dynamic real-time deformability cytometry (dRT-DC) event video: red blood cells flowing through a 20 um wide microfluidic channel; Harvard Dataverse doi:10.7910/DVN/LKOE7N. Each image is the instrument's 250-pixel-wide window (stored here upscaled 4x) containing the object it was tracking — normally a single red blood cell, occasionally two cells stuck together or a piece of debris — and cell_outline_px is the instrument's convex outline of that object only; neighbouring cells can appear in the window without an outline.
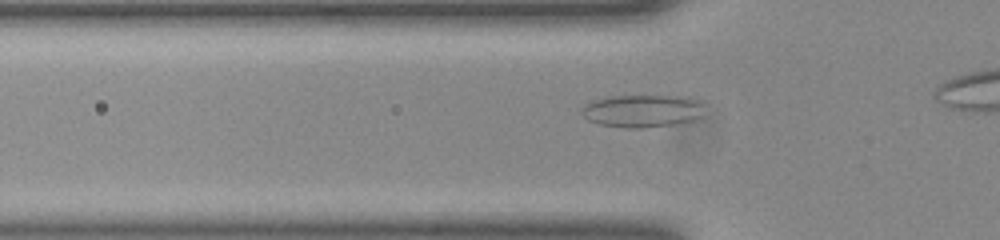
{"species": "common noctule bat (a hibernating species)", "species_latin": "Nyctalus noctula", "temperature_condition": "room temperature", "stored_images_in_passage": 38, "segment_of_instrument_passage": [1, 2], "camera_frame_rate_fps": 3000, "um_per_image_px": 0.085, "animal": {"sex": "female", "body_mass_g": 23.0, "forearm_length_mm": 53.4}, "frame": {"image": 1, "passage_image": 13, "time_ms": 4.0, "image_size_px": [1000, 240], "cell_outline_px": [[696, 104], [692, 120], [668, 124], [640, 128], [624, 128], [600, 124], [588, 120], [580, 112], [580, 108], [584, 104], [592, 100], [608, 96], [668, 96], [692, 100]], "centroid_in_image_um": [54.27, 9.43], "position_along_channel_um": 71.5, "area_um2": 21.96}}
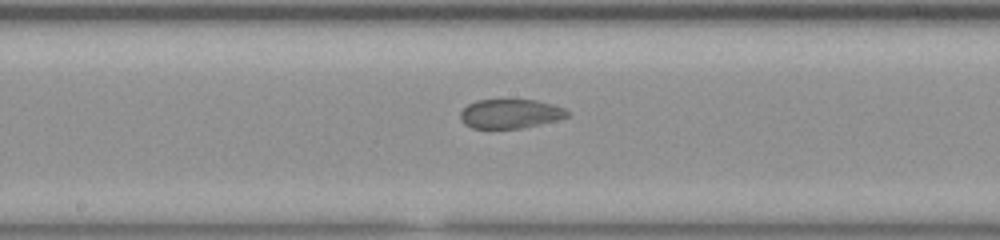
{"frame": {"image": 2, "passage_image": 23, "time_ms": 7.333, "image_size_px": [1000, 240], "cell_outline_px": [[568, 116], [556, 120], [520, 128], [472, 128], [464, 124], [460, 120], [460, 112], [468, 104], [476, 100], [536, 100], [552, 104], [564, 108], [568, 112]], "centroid_in_image_um": [43.33, 9.66], "position_along_channel_um": 204.9, "area_um2": 18.03}}
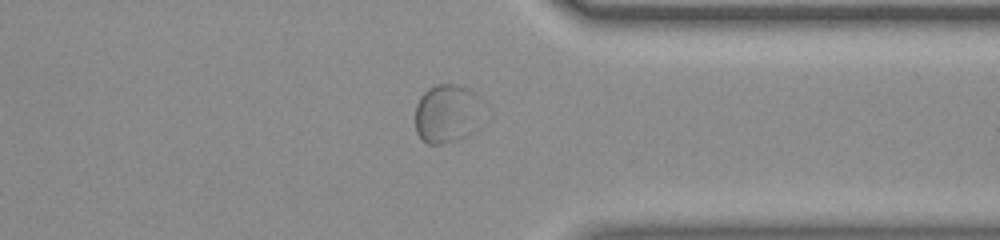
{"frame": {"image": 3, "passage_image": 36, "time_ms": 11.667, "image_size_px": [1000, 240], "cell_outline_px": [[472, 92], [448, 140], [440, 144], [428, 144], [416, 132], [416, 104], [420, 96], [428, 88], [436, 84], [456, 84], [468, 88]], "centroid_in_image_um": [37.41, 9.48], "position_along_channel_um": 374.0, "area_um2": 17.4}}